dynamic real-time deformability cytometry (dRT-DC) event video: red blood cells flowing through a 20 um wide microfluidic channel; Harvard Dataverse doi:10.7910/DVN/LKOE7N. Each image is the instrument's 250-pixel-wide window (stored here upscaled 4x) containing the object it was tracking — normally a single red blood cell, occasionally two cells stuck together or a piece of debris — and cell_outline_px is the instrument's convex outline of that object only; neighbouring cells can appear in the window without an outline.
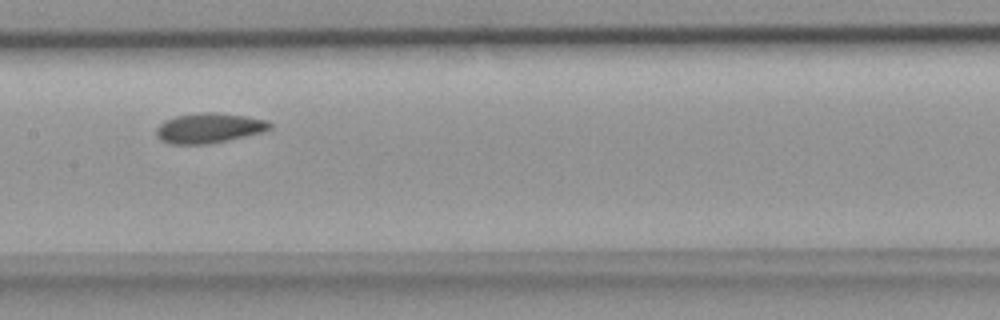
{"species": "common noctule bat (a hibernating species)", "species_latin": "Nyctalus noctula", "temperature_condition": "room temperature", "stored_images_in_passage": 5, "segment_of_instrument_passage": [1, 2], "camera_frame_rate_fps": 3000, "um_per_image_px": 0.085, "animal": {"sex": "female", "body_mass_g": 18.4}, "frame": {"image": 1, "passage_image": 4, "time_ms": 1.0, "image_size_px": [1000, 320], "cell_outline_px": [[272, 128], [264, 132], [228, 140], [208, 144], [168, 144], [160, 140], [156, 136], [156, 128], [164, 120], [176, 116], [200, 112], [216, 112], [244, 116], [268, 120], [272, 124]], "centroid_in_image_um": [17.76, 10.89], "position_along_channel_um": 189.6, "area_um2": 20.06}}